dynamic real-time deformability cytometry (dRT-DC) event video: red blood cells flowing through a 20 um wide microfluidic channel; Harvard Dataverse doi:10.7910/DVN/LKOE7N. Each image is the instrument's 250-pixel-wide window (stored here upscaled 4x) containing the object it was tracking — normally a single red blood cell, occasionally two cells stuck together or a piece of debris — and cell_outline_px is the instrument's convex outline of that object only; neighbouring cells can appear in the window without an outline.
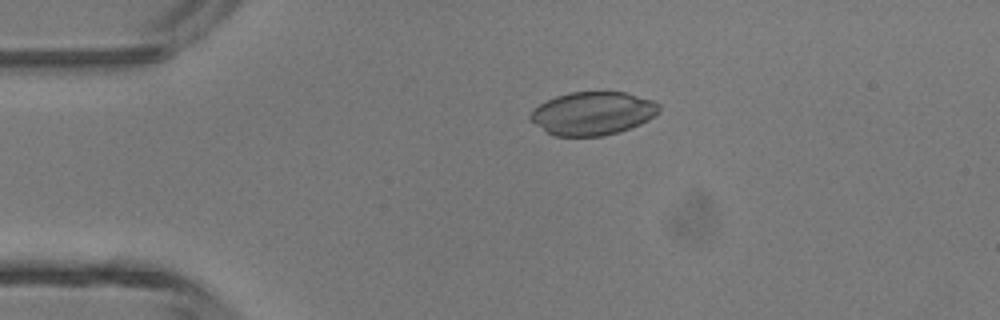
{"species": "common noctule bat (a hibernating species)", "species_latin": "Nyctalus noctula", "temperature_condition": "room temperature", "stored_images_in_passage": 4, "camera_frame_rate_fps": 3000, "um_per_image_px": 0.085, "animal": {"sex": "male", "body_mass_g": 13.3}, "frame": {"image": 1, "passage_image": 3, "time_ms": 0.667, "image_size_px": [1000, 320], "cell_outline_px": [[660, 112], [648, 120], [640, 124], [604, 136], [552, 136], [536, 124], [528, 116], [532, 108], [556, 96], [568, 92], [628, 92], [652, 100], [660, 104]], "centroid_in_image_um": [50.38, 9.63], "position_along_channel_um": 34.6, "area_um2": 32.48}}